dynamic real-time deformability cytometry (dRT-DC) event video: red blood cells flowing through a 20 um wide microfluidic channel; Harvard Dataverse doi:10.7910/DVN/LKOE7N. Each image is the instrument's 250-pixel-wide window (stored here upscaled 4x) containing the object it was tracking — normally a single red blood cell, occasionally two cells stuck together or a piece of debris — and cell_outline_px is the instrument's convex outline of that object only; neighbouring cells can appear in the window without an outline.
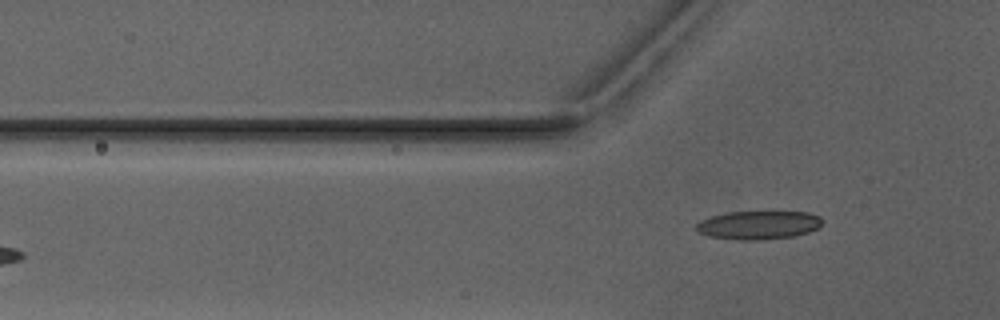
{"species": "Egyptian fruit bat (a non-hibernating species)", "species_latin": "Rousettus aegyptiacus", "temperature_condition": "warm", "stored_images_in_passage": 5, "camera_frame_rate_fps": 3000, "um_per_image_px": 0.085, "animal": {"sex": "male"}, "frame": {"image": 1, "passage_image": 5, "time_ms": 5.667, "image_size_px": [1000, 320], "cell_outline_px": [[824, 220], [816, 228], [808, 232], [792, 236], [756, 240], [740, 240], [708, 236], [700, 232], [696, 228], [696, 224], [712, 216], [728, 212], [808, 212], [820, 216]], "centroid_in_image_um": [64.49, 19.12], "position_along_channel_um": 61.3, "area_um2": 20.58}}